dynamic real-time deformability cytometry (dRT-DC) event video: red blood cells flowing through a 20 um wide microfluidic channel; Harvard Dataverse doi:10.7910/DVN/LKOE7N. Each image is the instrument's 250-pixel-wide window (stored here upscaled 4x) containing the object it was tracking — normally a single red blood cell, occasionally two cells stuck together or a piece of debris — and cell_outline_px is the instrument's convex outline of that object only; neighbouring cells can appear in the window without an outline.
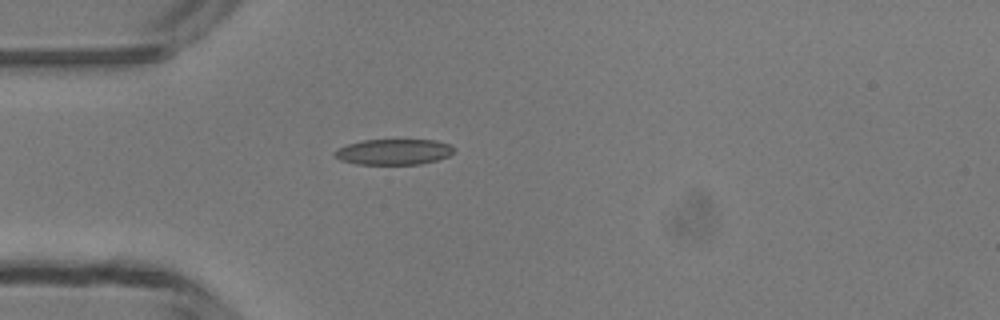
{"species": "common noctule bat (a hibernating species)", "species_latin": "Nyctalus noctula", "temperature_condition": "room temperature", "stored_images_in_passage": 36, "camera_frame_rate_fps": 3000, "um_per_image_px": 0.085, "animal": {"sex": "male", "body_mass_g": 13.3}, "frame": {"image": 1, "passage_image": 1, "time_ms": 0.0, "image_size_px": [1000, 320], "cell_outline_px": [[456, 148], [448, 156], [436, 160], [420, 164], [356, 164], [340, 160], [332, 156], [332, 152], [348, 144], [364, 140], [436, 140], [448, 144]], "centroid_in_image_um": [33.44, 12.91], "position_along_channel_um": 51.6, "area_um2": 17.8}}
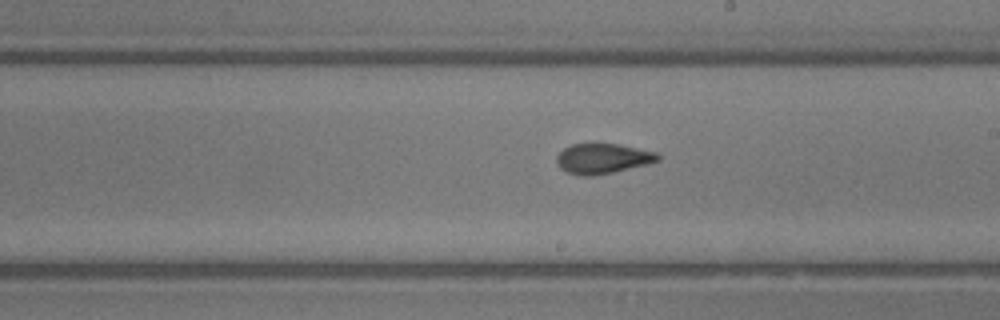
{"frame": {"image": 2, "passage_image": 15, "time_ms": 4.667, "image_size_px": [1000, 320], "cell_outline_px": [[660, 160], [648, 164], [612, 172], [592, 176], [580, 176], [568, 172], [560, 168], [556, 160], [556, 156], [564, 148], [572, 144], [596, 140], [656, 152], [660, 156]], "centroid_in_image_um": [51.19, 13.44], "position_along_channel_um": 237.8, "area_um2": 18.21}}
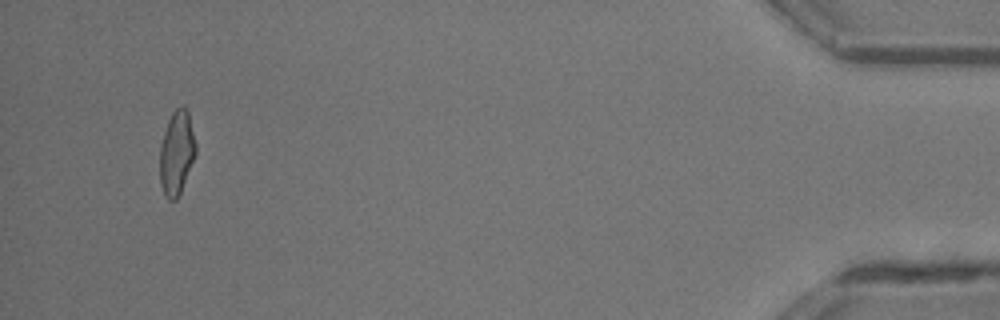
{"frame": {"image": 3, "passage_image": 34, "time_ms": 11.0, "image_size_px": [1000, 320], "cell_outline_px": [[196, 152], [180, 192], [176, 200], [168, 200], [160, 184], [160, 144], [168, 120], [172, 112], [180, 104], [184, 104], [188, 108], [196, 144]], "centroid_in_image_um": [15.01, 12.91], "position_along_channel_um": 420.2, "area_um2": 17.63}, "authors_computed_cell_mechanics": {"area_um2": 17.7735, "velocity_mm_per_s": 4.1755, "shape_relaxation_time_tau1_ms": 6.7339, "shape_relaxation_time_tau2_ms": 1.0923, "deformation_change_tau1": 0.2261, "deformation_change_tau2": 0.0743}}